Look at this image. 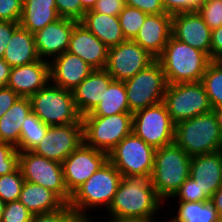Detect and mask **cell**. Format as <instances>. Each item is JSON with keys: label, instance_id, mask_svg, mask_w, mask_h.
Wrapping results in <instances>:
<instances>
[{"label": "cell", "instance_id": "1", "mask_svg": "<svg viewBox=\"0 0 222 222\" xmlns=\"http://www.w3.org/2000/svg\"><path fill=\"white\" fill-rule=\"evenodd\" d=\"M161 201L152 174L129 175L122 177L108 210L112 220L153 221Z\"/></svg>", "mask_w": 222, "mask_h": 222}, {"label": "cell", "instance_id": "2", "mask_svg": "<svg viewBox=\"0 0 222 222\" xmlns=\"http://www.w3.org/2000/svg\"><path fill=\"white\" fill-rule=\"evenodd\" d=\"M168 84L200 82L211 59L202 51L173 36L157 58Z\"/></svg>", "mask_w": 222, "mask_h": 222}, {"label": "cell", "instance_id": "3", "mask_svg": "<svg viewBox=\"0 0 222 222\" xmlns=\"http://www.w3.org/2000/svg\"><path fill=\"white\" fill-rule=\"evenodd\" d=\"M174 143L190 157L222 150V133L212 112L175 124Z\"/></svg>", "mask_w": 222, "mask_h": 222}, {"label": "cell", "instance_id": "4", "mask_svg": "<svg viewBox=\"0 0 222 222\" xmlns=\"http://www.w3.org/2000/svg\"><path fill=\"white\" fill-rule=\"evenodd\" d=\"M190 163L191 157L175 143L156 149L152 180L161 199L173 197L189 178Z\"/></svg>", "mask_w": 222, "mask_h": 222}, {"label": "cell", "instance_id": "5", "mask_svg": "<svg viewBox=\"0 0 222 222\" xmlns=\"http://www.w3.org/2000/svg\"><path fill=\"white\" fill-rule=\"evenodd\" d=\"M30 97L32 112L46 125L58 126L82 123L73 93L53 83Z\"/></svg>", "mask_w": 222, "mask_h": 222}, {"label": "cell", "instance_id": "6", "mask_svg": "<svg viewBox=\"0 0 222 222\" xmlns=\"http://www.w3.org/2000/svg\"><path fill=\"white\" fill-rule=\"evenodd\" d=\"M122 179L108 160L72 196L69 205L76 215H85L84 208L105 205L109 208Z\"/></svg>", "mask_w": 222, "mask_h": 222}, {"label": "cell", "instance_id": "7", "mask_svg": "<svg viewBox=\"0 0 222 222\" xmlns=\"http://www.w3.org/2000/svg\"><path fill=\"white\" fill-rule=\"evenodd\" d=\"M163 102L174 124L206 114L212 109L201 81L168 84Z\"/></svg>", "mask_w": 222, "mask_h": 222}, {"label": "cell", "instance_id": "8", "mask_svg": "<svg viewBox=\"0 0 222 222\" xmlns=\"http://www.w3.org/2000/svg\"><path fill=\"white\" fill-rule=\"evenodd\" d=\"M84 143L110 153L133 129V113L82 117Z\"/></svg>", "mask_w": 222, "mask_h": 222}, {"label": "cell", "instance_id": "9", "mask_svg": "<svg viewBox=\"0 0 222 222\" xmlns=\"http://www.w3.org/2000/svg\"><path fill=\"white\" fill-rule=\"evenodd\" d=\"M124 83L132 113L163 102L168 86L165 73L157 59Z\"/></svg>", "mask_w": 222, "mask_h": 222}, {"label": "cell", "instance_id": "10", "mask_svg": "<svg viewBox=\"0 0 222 222\" xmlns=\"http://www.w3.org/2000/svg\"><path fill=\"white\" fill-rule=\"evenodd\" d=\"M132 132L155 149L174 143L175 124L165 103L135 111Z\"/></svg>", "mask_w": 222, "mask_h": 222}, {"label": "cell", "instance_id": "11", "mask_svg": "<svg viewBox=\"0 0 222 222\" xmlns=\"http://www.w3.org/2000/svg\"><path fill=\"white\" fill-rule=\"evenodd\" d=\"M156 149L131 132L108 154V160L122 177L152 174Z\"/></svg>", "mask_w": 222, "mask_h": 222}, {"label": "cell", "instance_id": "12", "mask_svg": "<svg viewBox=\"0 0 222 222\" xmlns=\"http://www.w3.org/2000/svg\"><path fill=\"white\" fill-rule=\"evenodd\" d=\"M19 167L25 181L50 189L70 203L72 195L65 185L62 163L27 151L19 152Z\"/></svg>", "mask_w": 222, "mask_h": 222}, {"label": "cell", "instance_id": "13", "mask_svg": "<svg viewBox=\"0 0 222 222\" xmlns=\"http://www.w3.org/2000/svg\"><path fill=\"white\" fill-rule=\"evenodd\" d=\"M107 161L108 153L83 142L62 162L67 191L72 195Z\"/></svg>", "mask_w": 222, "mask_h": 222}, {"label": "cell", "instance_id": "14", "mask_svg": "<svg viewBox=\"0 0 222 222\" xmlns=\"http://www.w3.org/2000/svg\"><path fill=\"white\" fill-rule=\"evenodd\" d=\"M156 60L133 40H126L117 46L108 48L105 70L114 80L126 81L134 77Z\"/></svg>", "mask_w": 222, "mask_h": 222}, {"label": "cell", "instance_id": "15", "mask_svg": "<svg viewBox=\"0 0 222 222\" xmlns=\"http://www.w3.org/2000/svg\"><path fill=\"white\" fill-rule=\"evenodd\" d=\"M83 142V123L49 126L32 152L62 163Z\"/></svg>", "mask_w": 222, "mask_h": 222}, {"label": "cell", "instance_id": "16", "mask_svg": "<svg viewBox=\"0 0 222 222\" xmlns=\"http://www.w3.org/2000/svg\"><path fill=\"white\" fill-rule=\"evenodd\" d=\"M172 36L210 58L211 29L197 11L172 15Z\"/></svg>", "mask_w": 222, "mask_h": 222}, {"label": "cell", "instance_id": "17", "mask_svg": "<svg viewBox=\"0 0 222 222\" xmlns=\"http://www.w3.org/2000/svg\"><path fill=\"white\" fill-rule=\"evenodd\" d=\"M78 21L59 18L34 34L35 47L40 60L44 56H60L69 47L72 30Z\"/></svg>", "mask_w": 222, "mask_h": 222}, {"label": "cell", "instance_id": "18", "mask_svg": "<svg viewBox=\"0 0 222 222\" xmlns=\"http://www.w3.org/2000/svg\"><path fill=\"white\" fill-rule=\"evenodd\" d=\"M49 81V62L39 59L31 64L12 67L6 86L20 97L30 98Z\"/></svg>", "mask_w": 222, "mask_h": 222}, {"label": "cell", "instance_id": "19", "mask_svg": "<svg viewBox=\"0 0 222 222\" xmlns=\"http://www.w3.org/2000/svg\"><path fill=\"white\" fill-rule=\"evenodd\" d=\"M171 36L172 15L149 14L133 41L157 59Z\"/></svg>", "mask_w": 222, "mask_h": 222}, {"label": "cell", "instance_id": "20", "mask_svg": "<svg viewBox=\"0 0 222 222\" xmlns=\"http://www.w3.org/2000/svg\"><path fill=\"white\" fill-rule=\"evenodd\" d=\"M67 51L79 56L93 69L106 66L108 47L80 22L72 30Z\"/></svg>", "mask_w": 222, "mask_h": 222}, {"label": "cell", "instance_id": "21", "mask_svg": "<svg viewBox=\"0 0 222 222\" xmlns=\"http://www.w3.org/2000/svg\"><path fill=\"white\" fill-rule=\"evenodd\" d=\"M94 69L68 51L49 62L50 80L55 86L73 91ZM54 80V81H53Z\"/></svg>", "mask_w": 222, "mask_h": 222}, {"label": "cell", "instance_id": "22", "mask_svg": "<svg viewBox=\"0 0 222 222\" xmlns=\"http://www.w3.org/2000/svg\"><path fill=\"white\" fill-rule=\"evenodd\" d=\"M189 177L210 199L222 186V150L191 157Z\"/></svg>", "mask_w": 222, "mask_h": 222}, {"label": "cell", "instance_id": "23", "mask_svg": "<svg viewBox=\"0 0 222 222\" xmlns=\"http://www.w3.org/2000/svg\"><path fill=\"white\" fill-rule=\"evenodd\" d=\"M113 77L105 69H94L73 91L75 106L81 116L90 113L104 95Z\"/></svg>", "mask_w": 222, "mask_h": 222}, {"label": "cell", "instance_id": "24", "mask_svg": "<svg viewBox=\"0 0 222 222\" xmlns=\"http://www.w3.org/2000/svg\"><path fill=\"white\" fill-rule=\"evenodd\" d=\"M80 23L108 48L117 46L126 41L121 30L118 16L97 13L91 9L85 12Z\"/></svg>", "mask_w": 222, "mask_h": 222}, {"label": "cell", "instance_id": "25", "mask_svg": "<svg viewBox=\"0 0 222 222\" xmlns=\"http://www.w3.org/2000/svg\"><path fill=\"white\" fill-rule=\"evenodd\" d=\"M19 201L33 216L59 210L66 204L52 190L28 181L23 184Z\"/></svg>", "mask_w": 222, "mask_h": 222}, {"label": "cell", "instance_id": "26", "mask_svg": "<svg viewBox=\"0 0 222 222\" xmlns=\"http://www.w3.org/2000/svg\"><path fill=\"white\" fill-rule=\"evenodd\" d=\"M3 59L11 68L38 61L34 34L19 26L7 44Z\"/></svg>", "mask_w": 222, "mask_h": 222}, {"label": "cell", "instance_id": "27", "mask_svg": "<svg viewBox=\"0 0 222 222\" xmlns=\"http://www.w3.org/2000/svg\"><path fill=\"white\" fill-rule=\"evenodd\" d=\"M61 18L55 0H23L19 25L31 33L43 29Z\"/></svg>", "mask_w": 222, "mask_h": 222}, {"label": "cell", "instance_id": "28", "mask_svg": "<svg viewBox=\"0 0 222 222\" xmlns=\"http://www.w3.org/2000/svg\"><path fill=\"white\" fill-rule=\"evenodd\" d=\"M32 112L31 101L28 97H19L12 107L0 118V141L19 145L22 124Z\"/></svg>", "mask_w": 222, "mask_h": 222}, {"label": "cell", "instance_id": "29", "mask_svg": "<svg viewBox=\"0 0 222 222\" xmlns=\"http://www.w3.org/2000/svg\"><path fill=\"white\" fill-rule=\"evenodd\" d=\"M120 113L132 112L129 108L124 81L113 80L108 88H104L101 102L82 117H106Z\"/></svg>", "mask_w": 222, "mask_h": 222}, {"label": "cell", "instance_id": "30", "mask_svg": "<svg viewBox=\"0 0 222 222\" xmlns=\"http://www.w3.org/2000/svg\"><path fill=\"white\" fill-rule=\"evenodd\" d=\"M178 213L171 222H218L215 207L208 202H180Z\"/></svg>", "mask_w": 222, "mask_h": 222}, {"label": "cell", "instance_id": "31", "mask_svg": "<svg viewBox=\"0 0 222 222\" xmlns=\"http://www.w3.org/2000/svg\"><path fill=\"white\" fill-rule=\"evenodd\" d=\"M48 127L49 125L31 112L22 124L17 150L19 152L33 151L45 137Z\"/></svg>", "mask_w": 222, "mask_h": 222}, {"label": "cell", "instance_id": "32", "mask_svg": "<svg viewBox=\"0 0 222 222\" xmlns=\"http://www.w3.org/2000/svg\"><path fill=\"white\" fill-rule=\"evenodd\" d=\"M212 107L222 106V65L211 60L201 81Z\"/></svg>", "mask_w": 222, "mask_h": 222}, {"label": "cell", "instance_id": "33", "mask_svg": "<svg viewBox=\"0 0 222 222\" xmlns=\"http://www.w3.org/2000/svg\"><path fill=\"white\" fill-rule=\"evenodd\" d=\"M148 14L143 11L125 5L123 10L118 15L121 30L126 40H134L137 36L141 26L145 22Z\"/></svg>", "mask_w": 222, "mask_h": 222}, {"label": "cell", "instance_id": "34", "mask_svg": "<svg viewBox=\"0 0 222 222\" xmlns=\"http://www.w3.org/2000/svg\"><path fill=\"white\" fill-rule=\"evenodd\" d=\"M24 182L20 167L14 172L0 176V199L4 203L18 201Z\"/></svg>", "mask_w": 222, "mask_h": 222}, {"label": "cell", "instance_id": "35", "mask_svg": "<svg viewBox=\"0 0 222 222\" xmlns=\"http://www.w3.org/2000/svg\"><path fill=\"white\" fill-rule=\"evenodd\" d=\"M197 12L211 30L222 26V0H204Z\"/></svg>", "mask_w": 222, "mask_h": 222}, {"label": "cell", "instance_id": "36", "mask_svg": "<svg viewBox=\"0 0 222 222\" xmlns=\"http://www.w3.org/2000/svg\"><path fill=\"white\" fill-rule=\"evenodd\" d=\"M19 167V151L9 143L0 141V176L14 172Z\"/></svg>", "mask_w": 222, "mask_h": 222}, {"label": "cell", "instance_id": "37", "mask_svg": "<svg viewBox=\"0 0 222 222\" xmlns=\"http://www.w3.org/2000/svg\"><path fill=\"white\" fill-rule=\"evenodd\" d=\"M173 196H179L180 202H208L210 199L201 191L197 182L190 177L179 187Z\"/></svg>", "mask_w": 222, "mask_h": 222}, {"label": "cell", "instance_id": "38", "mask_svg": "<svg viewBox=\"0 0 222 222\" xmlns=\"http://www.w3.org/2000/svg\"><path fill=\"white\" fill-rule=\"evenodd\" d=\"M33 215L18 200L5 203L1 222H31Z\"/></svg>", "mask_w": 222, "mask_h": 222}, {"label": "cell", "instance_id": "39", "mask_svg": "<svg viewBox=\"0 0 222 222\" xmlns=\"http://www.w3.org/2000/svg\"><path fill=\"white\" fill-rule=\"evenodd\" d=\"M57 12L61 18L73 19L80 22L86 10L80 0H55Z\"/></svg>", "mask_w": 222, "mask_h": 222}, {"label": "cell", "instance_id": "40", "mask_svg": "<svg viewBox=\"0 0 222 222\" xmlns=\"http://www.w3.org/2000/svg\"><path fill=\"white\" fill-rule=\"evenodd\" d=\"M204 0H162L165 12L174 15L177 13L196 12Z\"/></svg>", "mask_w": 222, "mask_h": 222}, {"label": "cell", "instance_id": "41", "mask_svg": "<svg viewBox=\"0 0 222 222\" xmlns=\"http://www.w3.org/2000/svg\"><path fill=\"white\" fill-rule=\"evenodd\" d=\"M23 11V0H0V20L19 22Z\"/></svg>", "mask_w": 222, "mask_h": 222}, {"label": "cell", "instance_id": "42", "mask_svg": "<svg viewBox=\"0 0 222 222\" xmlns=\"http://www.w3.org/2000/svg\"><path fill=\"white\" fill-rule=\"evenodd\" d=\"M75 215L72 207L69 204H65L59 210L34 215L31 222H69Z\"/></svg>", "mask_w": 222, "mask_h": 222}, {"label": "cell", "instance_id": "43", "mask_svg": "<svg viewBox=\"0 0 222 222\" xmlns=\"http://www.w3.org/2000/svg\"><path fill=\"white\" fill-rule=\"evenodd\" d=\"M125 5L137 8L148 15L166 13L162 0H125Z\"/></svg>", "mask_w": 222, "mask_h": 222}, {"label": "cell", "instance_id": "44", "mask_svg": "<svg viewBox=\"0 0 222 222\" xmlns=\"http://www.w3.org/2000/svg\"><path fill=\"white\" fill-rule=\"evenodd\" d=\"M125 7V0H98L92 8L94 12L118 16Z\"/></svg>", "mask_w": 222, "mask_h": 222}, {"label": "cell", "instance_id": "45", "mask_svg": "<svg viewBox=\"0 0 222 222\" xmlns=\"http://www.w3.org/2000/svg\"><path fill=\"white\" fill-rule=\"evenodd\" d=\"M19 26V22L0 20V58H3L7 44L9 43L14 31Z\"/></svg>", "mask_w": 222, "mask_h": 222}, {"label": "cell", "instance_id": "46", "mask_svg": "<svg viewBox=\"0 0 222 222\" xmlns=\"http://www.w3.org/2000/svg\"><path fill=\"white\" fill-rule=\"evenodd\" d=\"M20 96L12 89L0 87V118L12 107Z\"/></svg>", "mask_w": 222, "mask_h": 222}, {"label": "cell", "instance_id": "47", "mask_svg": "<svg viewBox=\"0 0 222 222\" xmlns=\"http://www.w3.org/2000/svg\"><path fill=\"white\" fill-rule=\"evenodd\" d=\"M222 55V26L211 30L210 59L217 60Z\"/></svg>", "mask_w": 222, "mask_h": 222}, {"label": "cell", "instance_id": "48", "mask_svg": "<svg viewBox=\"0 0 222 222\" xmlns=\"http://www.w3.org/2000/svg\"><path fill=\"white\" fill-rule=\"evenodd\" d=\"M10 71L11 67L9 64L3 58H0V87L7 85Z\"/></svg>", "mask_w": 222, "mask_h": 222}, {"label": "cell", "instance_id": "49", "mask_svg": "<svg viewBox=\"0 0 222 222\" xmlns=\"http://www.w3.org/2000/svg\"><path fill=\"white\" fill-rule=\"evenodd\" d=\"M211 204L215 207L218 215L222 213V186L211 196Z\"/></svg>", "mask_w": 222, "mask_h": 222}, {"label": "cell", "instance_id": "50", "mask_svg": "<svg viewBox=\"0 0 222 222\" xmlns=\"http://www.w3.org/2000/svg\"><path fill=\"white\" fill-rule=\"evenodd\" d=\"M211 112L215 120L217 121L219 128L221 130V133H222V106L212 107Z\"/></svg>", "mask_w": 222, "mask_h": 222}, {"label": "cell", "instance_id": "51", "mask_svg": "<svg viewBox=\"0 0 222 222\" xmlns=\"http://www.w3.org/2000/svg\"><path fill=\"white\" fill-rule=\"evenodd\" d=\"M80 1H81V4H82V7L86 11H88V10H91L95 6V4L98 0H80Z\"/></svg>", "mask_w": 222, "mask_h": 222}, {"label": "cell", "instance_id": "52", "mask_svg": "<svg viewBox=\"0 0 222 222\" xmlns=\"http://www.w3.org/2000/svg\"><path fill=\"white\" fill-rule=\"evenodd\" d=\"M85 215H75L69 222H89Z\"/></svg>", "mask_w": 222, "mask_h": 222}, {"label": "cell", "instance_id": "53", "mask_svg": "<svg viewBox=\"0 0 222 222\" xmlns=\"http://www.w3.org/2000/svg\"><path fill=\"white\" fill-rule=\"evenodd\" d=\"M109 222H153V221H142V220H110Z\"/></svg>", "mask_w": 222, "mask_h": 222}, {"label": "cell", "instance_id": "54", "mask_svg": "<svg viewBox=\"0 0 222 222\" xmlns=\"http://www.w3.org/2000/svg\"><path fill=\"white\" fill-rule=\"evenodd\" d=\"M4 206H5V203L0 199V222L2 220Z\"/></svg>", "mask_w": 222, "mask_h": 222}, {"label": "cell", "instance_id": "55", "mask_svg": "<svg viewBox=\"0 0 222 222\" xmlns=\"http://www.w3.org/2000/svg\"><path fill=\"white\" fill-rule=\"evenodd\" d=\"M216 61L222 65V55Z\"/></svg>", "mask_w": 222, "mask_h": 222}, {"label": "cell", "instance_id": "56", "mask_svg": "<svg viewBox=\"0 0 222 222\" xmlns=\"http://www.w3.org/2000/svg\"><path fill=\"white\" fill-rule=\"evenodd\" d=\"M218 222H222V213L218 216Z\"/></svg>", "mask_w": 222, "mask_h": 222}]
</instances>
